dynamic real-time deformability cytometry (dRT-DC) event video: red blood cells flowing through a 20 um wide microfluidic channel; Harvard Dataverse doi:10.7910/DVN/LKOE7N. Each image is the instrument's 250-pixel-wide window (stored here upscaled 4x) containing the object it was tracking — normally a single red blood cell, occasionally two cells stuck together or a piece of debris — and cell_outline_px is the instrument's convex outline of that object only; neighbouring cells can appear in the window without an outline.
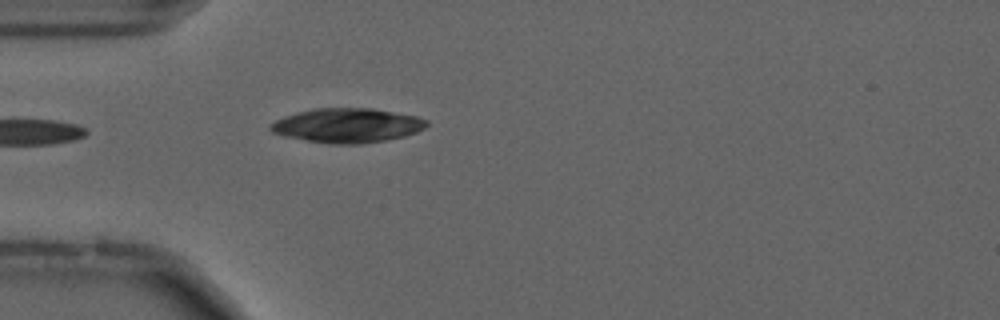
{"species": "common noctule bat (a hibernating species)", "species_latin": "Nyctalus noctula", "temperature_condition": "cold", "stored_images_in_passage": 25, "camera_frame_rate_fps": 3000, "um_per_image_px": 0.085, "animal": {"sex": "male", "forearm_length_mm": 52.5}, "frame": {"image": 1, "passage_image": 1, "time_ms": 0.0, "image_size_px": [1000, 320], "cell_outline_px": [[428, 124], [424, 128], [416, 132], [404, 136], [388, 140], [364, 144], [328, 144], [284, 136], [272, 132], [268, 128], [268, 124], [284, 116], [296, 112], [312, 108], [372, 108], [416, 116], [428, 120]], "centroid_in_image_um": [29.49, 10.66], "position_along_channel_um": 55.5, "area_um2": 31.56}}